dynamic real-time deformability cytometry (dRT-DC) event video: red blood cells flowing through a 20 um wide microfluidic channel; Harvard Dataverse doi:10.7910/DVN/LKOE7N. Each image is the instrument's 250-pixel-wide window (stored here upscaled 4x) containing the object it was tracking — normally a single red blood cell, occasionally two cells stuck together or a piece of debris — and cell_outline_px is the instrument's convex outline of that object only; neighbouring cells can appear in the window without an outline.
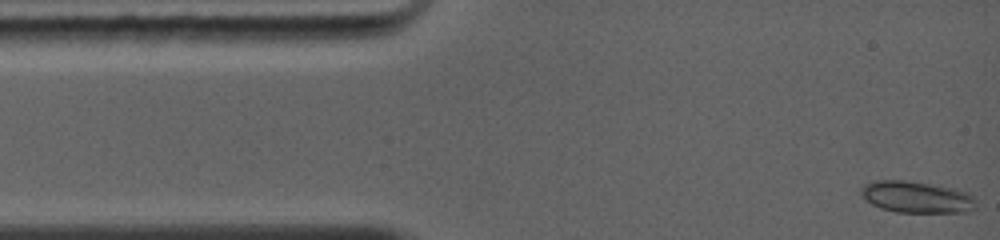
{"species": "common noctule bat (a hibernating species)", "species_latin": "Nyctalus noctula", "temperature_condition": "warm", "stored_images_in_passage": 22, "camera_frame_rate_fps": 5000, "um_per_image_px": 0.085, "animal": {"sex": "female", "body_mass_g": 19.0, "forearm_length_mm": 56.7}, "frame": {"image": 1, "passage_image": 1, "time_ms": 0.0, "image_size_px": [1000, 240], "cell_outline_px": [[976, 208], [972, 212], [896, 212], [880, 208], [872, 204], [860, 192], [860, 188], [864, 184], [876, 180], [904, 180], [956, 188], [968, 192], [976, 200]], "centroid_in_image_um": [77.96, 16.75], "position_along_channel_um": 7.0, "area_um2": 21.33}}
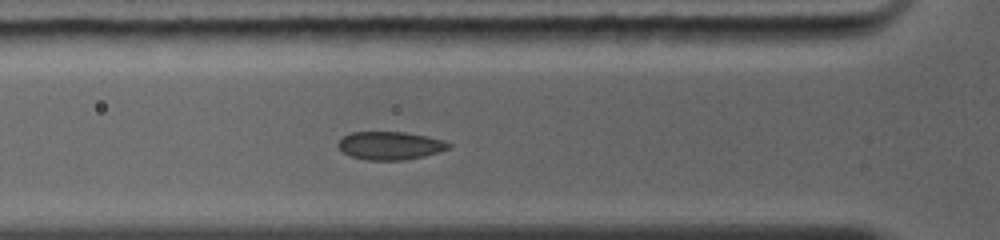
{"frame": {"image": 2, "passage_image": 13, "time_ms": 3.6, "image_size_px": [1000, 240], "cell_outline_px": [[452, 144], [448, 148], [440, 152], [424, 156], [404, 160], [368, 160], [352, 156], [344, 152], [336, 144], [344, 136], [352, 132], [404, 132], [444, 140]], "centroid_in_image_um": [33.18, 12.38], "position_along_channel_um": 92.6, "area_um2": 17.92}}
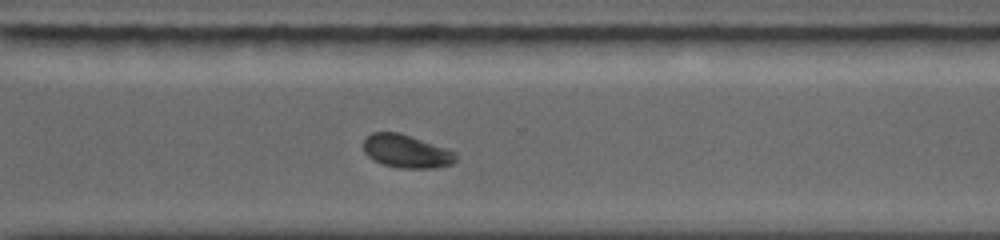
{"frame": {"image": 3, "passage_image": 22, "time_ms": 9.2, "image_size_px": [1000, 240], "cell_outline_px": [[456, 160], [452, 164], [436, 168], [400, 168], [384, 164], [372, 160], [364, 152], [364, 136], [372, 132], [400, 132], [448, 148], [456, 152]], "centroid_in_image_um": [34.55, 12.84], "position_along_channel_um": 336.1, "area_um2": 18.15}}